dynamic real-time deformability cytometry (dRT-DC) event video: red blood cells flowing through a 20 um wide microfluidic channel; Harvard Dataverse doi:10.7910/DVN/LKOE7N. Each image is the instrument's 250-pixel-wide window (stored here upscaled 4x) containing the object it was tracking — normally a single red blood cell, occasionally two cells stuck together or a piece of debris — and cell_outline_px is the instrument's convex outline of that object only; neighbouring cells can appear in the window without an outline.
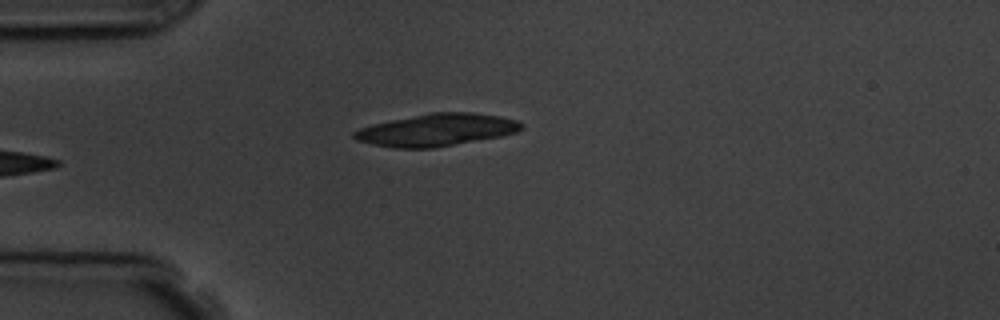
{"species": "common noctule bat (a hibernating species)", "species_latin": "Nyctalus noctula", "temperature_condition": "room temperature", "stored_images_in_passage": 6, "camera_frame_rate_fps": 3000, "um_per_image_px": 0.085, "animal": {"sex": "male", "body_mass_g": 19.5, "forearm_length_mm": 54.6}, "frame": {"image": 1, "passage_image": 6, "time_ms": 6.0, "image_size_px": [1000, 320], "cell_outline_px": [[524, 128], [516, 132], [500, 136], [432, 148], [392, 148], [372, 144], [356, 140], [352, 136], [352, 132], [360, 128], [372, 124], [432, 112], [472, 112], [500, 116], [516, 120], [524, 124]], "centroid_in_image_um": [37.1, 11.04], "position_along_channel_um": 47.9, "area_um2": 31.33}}